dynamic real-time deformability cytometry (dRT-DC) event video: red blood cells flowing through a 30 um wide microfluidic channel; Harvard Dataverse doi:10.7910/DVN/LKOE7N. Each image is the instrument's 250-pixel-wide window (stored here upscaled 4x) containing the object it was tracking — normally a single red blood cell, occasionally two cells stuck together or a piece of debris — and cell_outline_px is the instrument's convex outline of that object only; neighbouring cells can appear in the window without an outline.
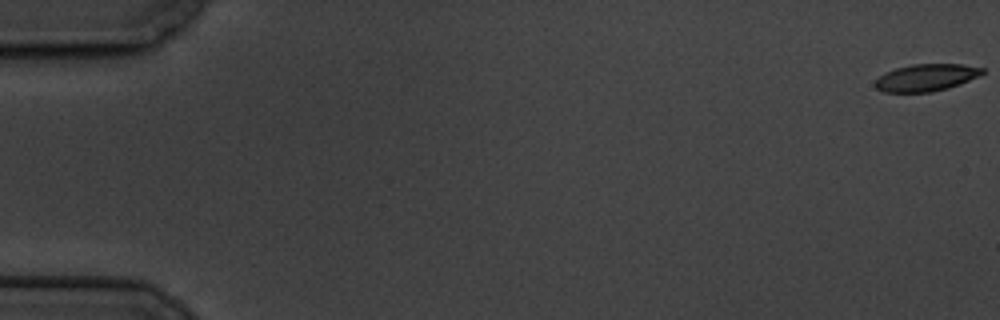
{"species": "common noctule bat (a hibernating species)", "species_latin": "Nyctalus noctula", "temperature_condition": "cold", "stored_images_in_passage": 6, "camera_frame_rate_fps": 3000, "um_per_image_px": 0.085, "animal": {"sex": "male", "body_mass_g": 19.5, "forearm_length_mm": 54.6}, "frame": {"image": 1, "passage_image": 1, "time_ms": 0.0, "image_size_px": [1000, 320], "cell_outline_px": [[984, 72], [980, 76], [960, 84], [948, 88], [932, 92], [884, 92], [876, 88], [876, 80], [880, 76], [896, 68], [912, 64], [964, 64], [984, 68]], "centroid_in_image_um": [78.78, 6.59], "position_along_channel_um": 6.2, "area_um2": 16.88}}
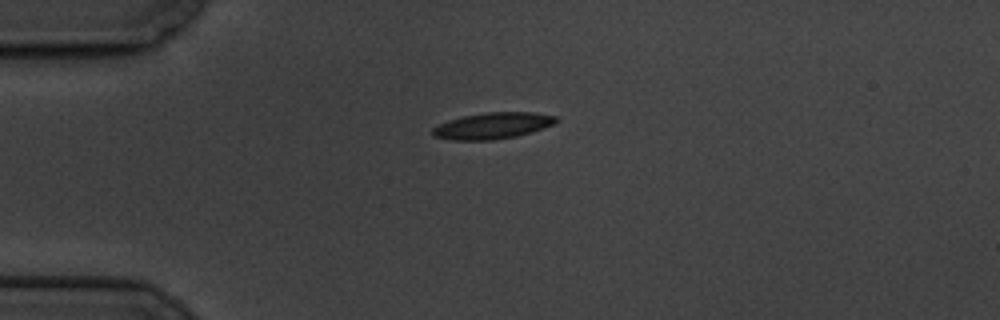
{"frame": {"image": 2, "passage_image": 5, "time_ms": 5.0, "image_size_px": [1000, 320], "cell_outline_px": [[560, 120], [556, 124], [532, 132], [516, 136], [492, 140], [452, 140], [432, 136], [432, 128], [448, 120], [464, 116], [484, 112], [536, 112], [556, 116]], "centroid_in_image_um": [41.92, 10.68], "position_along_channel_um": 43.1, "area_um2": 19.13}}